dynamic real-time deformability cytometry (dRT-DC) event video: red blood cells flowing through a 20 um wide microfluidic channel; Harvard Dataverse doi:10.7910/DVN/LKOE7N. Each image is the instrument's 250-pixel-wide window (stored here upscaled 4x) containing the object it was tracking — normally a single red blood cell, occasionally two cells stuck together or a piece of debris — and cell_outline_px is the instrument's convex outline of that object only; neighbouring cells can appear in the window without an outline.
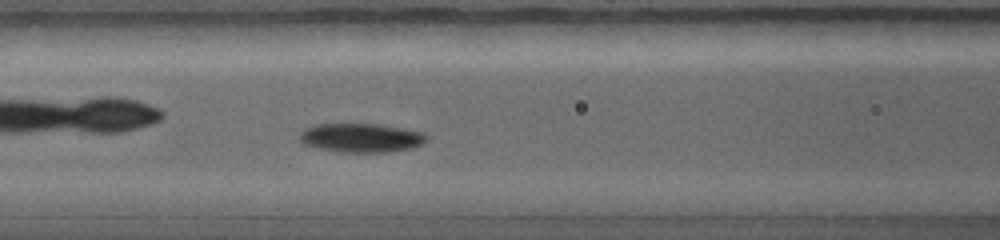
{"species": "common noctule bat (a hibernating species)", "species_latin": "Nyctalus noctula", "temperature_condition": "warm", "stored_images_in_passage": 5, "camera_frame_rate_fps": 5000, "um_per_image_px": 0.085, "animal": {"sex": "female", "body_mass_g": 19.0, "forearm_length_mm": 56.7}, "frame": {"image": 1, "passage_image": 5, "time_ms": 2.0, "image_size_px": [1000, 240], "cell_outline_px": [[428, 140], [412, 148], [388, 152], [336, 152], [316, 148], [304, 144], [296, 136], [304, 128], [316, 124], [376, 124], [424, 132], [428, 136]], "centroid_in_image_um": [30.65, 11.72], "position_along_channel_um": 136.0, "area_um2": 21.62}}